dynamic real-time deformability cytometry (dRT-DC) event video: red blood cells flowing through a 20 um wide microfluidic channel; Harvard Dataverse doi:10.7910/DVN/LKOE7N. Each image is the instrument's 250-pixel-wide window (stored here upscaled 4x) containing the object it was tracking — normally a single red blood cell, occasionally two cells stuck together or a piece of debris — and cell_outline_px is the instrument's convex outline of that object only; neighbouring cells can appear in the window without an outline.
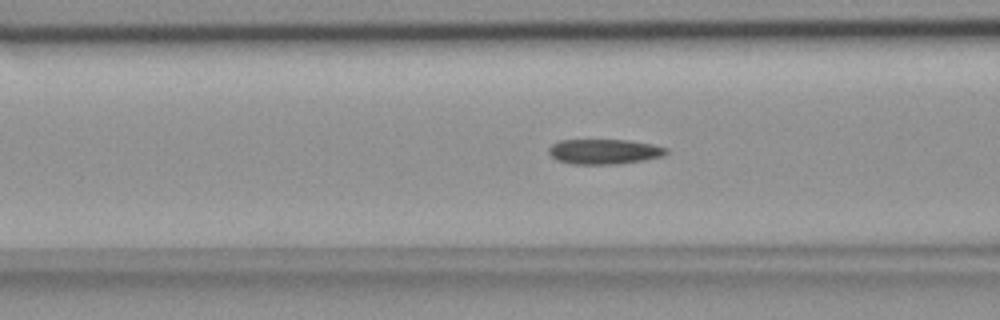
{"species": "common noctule bat (a hibernating species)", "species_latin": "Nyctalus noctula", "temperature_condition": "room temperature", "stored_images_in_passage": 36, "camera_frame_rate_fps": 3000, "um_per_image_px": 0.085, "animal": {"sex": "female", "body_mass_g": 18.4}, "frame": {"image": 1, "passage_image": 4, "time_ms": 1.0, "image_size_px": [1000, 320], "cell_outline_px": [[668, 152], [664, 156], [644, 160], [616, 164], [572, 164], [556, 160], [548, 152], [548, 148], [552, 144], [560, 140], [628, 140], [652, 144], [668, 148]], "centroid_in_image_um": [51.36, 12.88], "position_along_channel_um": 115.2, "area_um2": 17.22}}
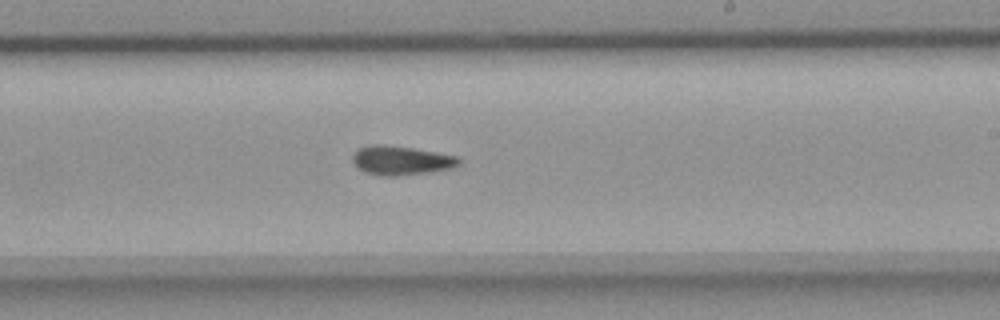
{"frame": {"image": 2, "passage_image": 15, "time_ms": 4.667, "image_size_px": [1000, 320], "cell_outline_px": [[460, 164], [452, 168], [432, 172], [396, 176], [380, 176], [364, 172], [356, 168], [352, 160], [352, 156], [360, 148], [368, 144], [384, 144], [412, 148], [460, 156]], "centroid_in_image_um": [34.09, 13.64], "position_along_channel_um": 254.9, "area_um2": 18.32}}
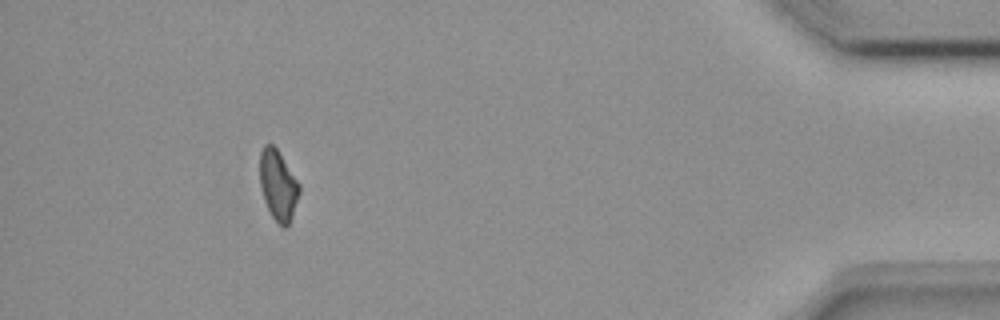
{"frame": {"image": 3, "passage_image": 32, "time_ms": 10.333, "image_size_px": [1000, 320], "cell_outline_px": [[300, 192], [292, 216], [288, 224], [284, 228], [272, 216], [264, 200], [260, 184], [260, 152], [264, 144], [272, 144], [276, 148], [300, 184]], "centroid_in_image_um": [23.63, 15.72], "position_along_channel_um": 411.6, "area_um2": 15.9}}